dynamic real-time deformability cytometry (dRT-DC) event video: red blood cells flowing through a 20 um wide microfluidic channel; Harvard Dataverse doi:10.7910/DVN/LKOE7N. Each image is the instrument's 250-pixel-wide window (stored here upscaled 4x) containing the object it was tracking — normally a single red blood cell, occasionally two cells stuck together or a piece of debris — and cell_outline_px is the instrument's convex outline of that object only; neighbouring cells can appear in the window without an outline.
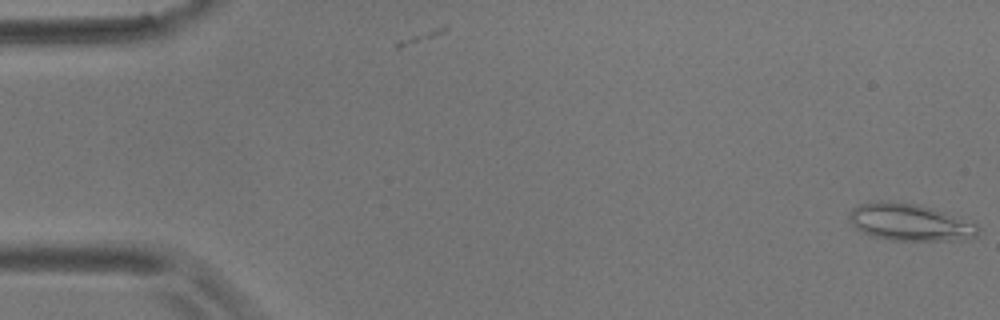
{"species": "common noctule bat (a hibernating species)", "species_latin": "Nyctalus noctula", "temperature_condition": "room temperature", "stored_images_in_passage": 9, "camera_frame_rate_fps": 3000, "um_per_image_px": 0.085, "animal": {"sex": "male", "body_mass_g": 17.9}, "frame": {"image": 1, "passage_image": 1, "time_ms": 0.0, "image_size_px": [1000, 320], "cell_outline_px": [[980, 228], [976, 236], [964, 240], [888, 240], [872, 236], [856, 228], [852, 224], [848, 216], [848, 212], [852, 208], [868, 200], [892, 200], [916, 204], [932, 208], [944, 212], [976, 224]], "centroid_in_image_um": [77.28, 18.87], "position_along_channel_um": 7.7, "area_um2": 28.03}}
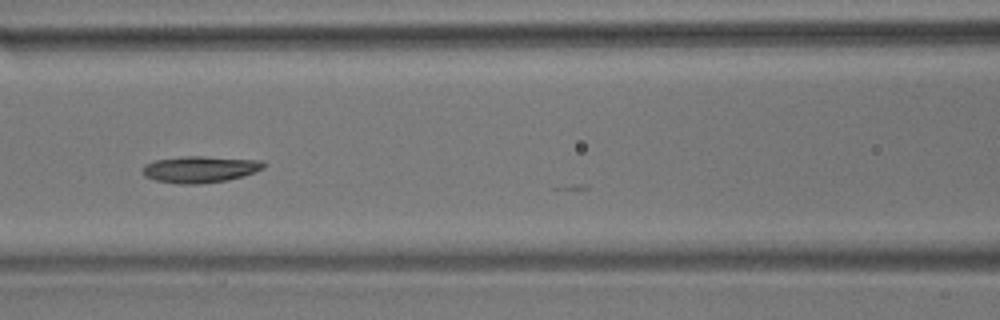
{"frame": {"image": 2, "passage_image": 7, "time_ms": 8.0, "image_size_px": [1000, 320], "cell_outline_px": [[268, 164], [264, 168], [256, 172], [244, 176], [228, 180], [200, 184], [180, 184], [156, 180], [144, 176], [144, 164], [152, 160], [184, 156], [204, 156], [264, 160]], "centroid_in_image_um": [17.07, 14.38], "position_along_channel_um": 149.5, "area_um2": 19.07}}
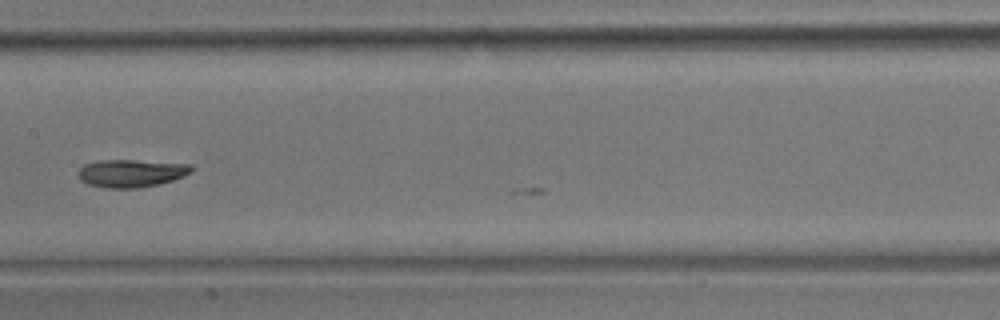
{"frame": {"image": 3, "passage_image": 8, "time_ms": 9.333, "image_size_px": [1000, 320], "cell_outline_px": [[192, 172], [184, 176], [160, 184], [140, 188], [104, 188], [88, 184], [80, 180], [80, 168], [84, 164], [100, 160], [132, 160], [192, 164]], "centroid_in_image_um": [11.18, 14.73], "position_along_channel_um": 196.2, "area_um2": 18.32}}